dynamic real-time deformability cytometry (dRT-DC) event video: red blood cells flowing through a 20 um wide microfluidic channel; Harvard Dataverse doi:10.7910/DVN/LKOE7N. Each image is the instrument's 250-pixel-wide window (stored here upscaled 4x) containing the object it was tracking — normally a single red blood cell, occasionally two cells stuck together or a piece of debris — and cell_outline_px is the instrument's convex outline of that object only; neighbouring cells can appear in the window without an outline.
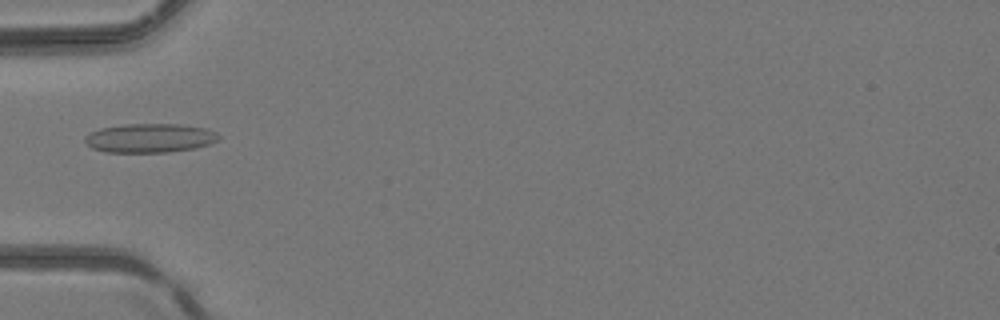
{"species": "common noctule bat (a hibernating species)", "species_latin": "Nyctalus noctula", "temperature_condition": "room temperature", "stored_images_in_passage": 32, "camera_frame_rate_fps": 3000, "um_per_image_px": 0.085, "animal": {"sex": "female", "body_mass_g": 24.6, "forearm_length_mm": 56.2}, "frame": {"image": 1, "passage_image": 1, "time_ms": 0.0, "image_size_px": [1000, 320], "cell_outline_px": [[220, 140], [196, 148], [168, 152], [104, 152], [92, 148], [84, 140], [84, 136], [100, 128], [128, 124], [180, 124], [208, 128], [216, 132], [220, 136]], "centroid_in_image_um": [12.77, 11.73], "position_along_channel_um": 72.2, "area_um2": 22.72}}
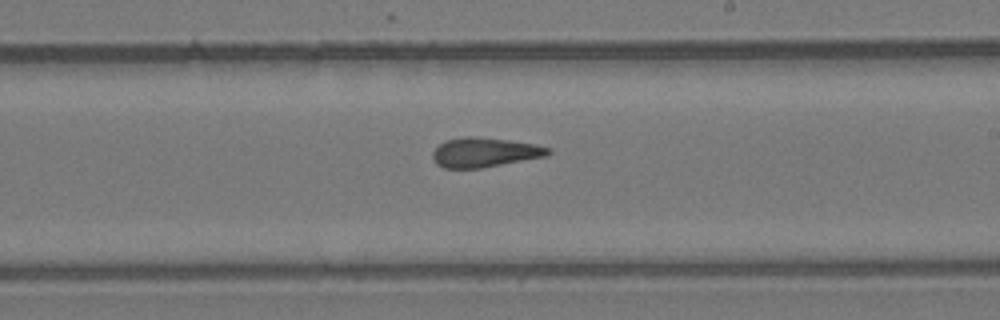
{"frame": {"image": 2, "passage_image": 13, "time_ms": 4.0, "image_size_px": [1000, 320], "cell_outline_px": [[552, 152], [548, 156], [480, 168], [444, 168], [436, 164], [432, 156], [432, 152], [444, 140], [464, 136], [472, 136], [508, 140], [532, 144], [552, 148]], "centroid_in_image_um": [41.19, 12.95], "position_along_channel_um": 247.8, "area_um2": 19.88}}
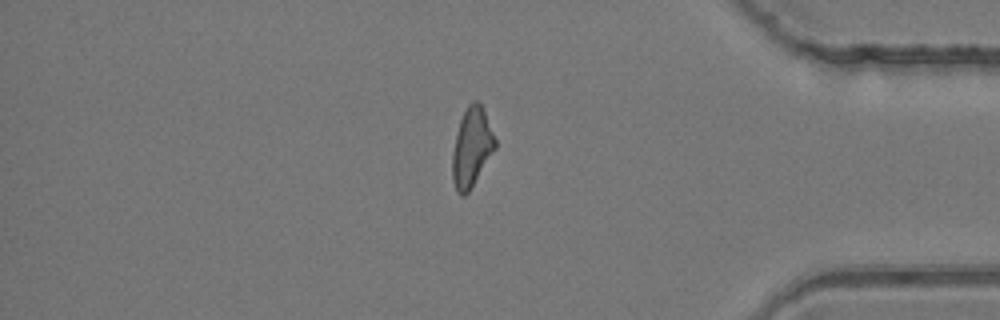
{"frame": {"image": 3, "passage_image": 25, "time_ms": 8.0, "image_size_px": [1000, 320], "cell_outline_px": [[496, 148], [468, 192], [464, 196], [460, 196], [456, 192], [452, 180], [452, 152], [460, 120], [468, 104], [472, 100], [476, 100], [480, 104], [484, 112], [496, 140]], "centroid_in_image_um": [40.07, 12.56], "position_along_channel_um": 395.1, "area_um2": 19.48}}